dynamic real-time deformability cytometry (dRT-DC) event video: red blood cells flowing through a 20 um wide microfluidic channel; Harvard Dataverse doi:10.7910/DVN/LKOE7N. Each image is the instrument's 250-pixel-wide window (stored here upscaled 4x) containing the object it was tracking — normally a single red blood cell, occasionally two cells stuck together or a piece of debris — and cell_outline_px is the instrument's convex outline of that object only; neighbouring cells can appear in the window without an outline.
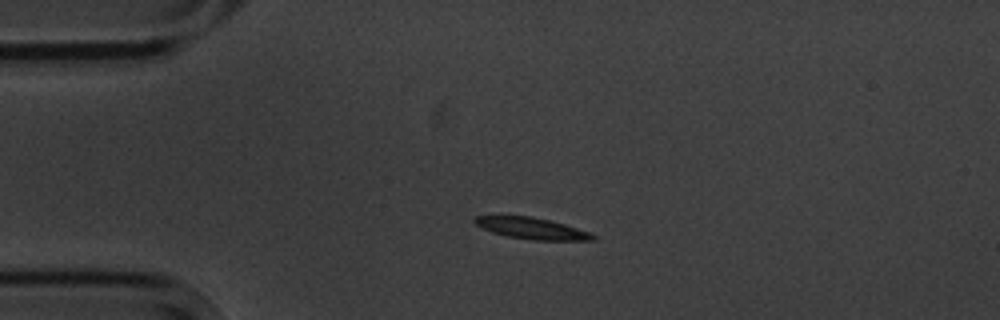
{"species": "common noctule bat (a hibernating species)", "species_latin": "Nyctalus noctula", "temperature_condition": "cold", "stored_images_in_passage": 2, "camera_frame_rate_fps": 3000, "um_per_image_px": 0.085, "animal": {"sex": "male", "body_mass_g": 20.1, "forearm_length_mm": 53.5}, "frame": {"image": 1, "passage_image": 1, "time_ms": 0.0, "image_size_px": [1000, 320], "cell_outline_px": [[596, 240], [532, 240], [508, 236], [492, 232], [476, 224], [472, 220], [476, 216], [532, 216], [564, 224], [588, 232], [596, 236]], "centroid_in_image_um": [45.2, 19.41], "position_along_channel_um": 39.8, "area_um2": 14.45}}